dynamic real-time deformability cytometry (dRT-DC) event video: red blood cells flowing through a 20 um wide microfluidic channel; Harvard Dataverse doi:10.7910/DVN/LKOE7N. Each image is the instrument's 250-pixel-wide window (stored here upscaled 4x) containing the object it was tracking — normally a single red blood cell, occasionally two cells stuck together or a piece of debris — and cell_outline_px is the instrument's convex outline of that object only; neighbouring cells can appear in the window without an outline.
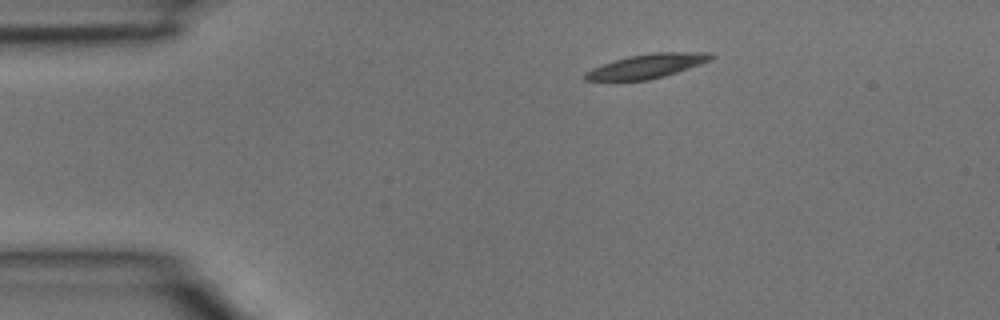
{"species": "common noctule bat (a hibernating species)", "species_latin": "Nyctalus noctula", "temperature_condition": "room temperature", "stored_images_in_passage": 3, "camera_frame_rate_fps": 3000, "um_per_image_px": 0.085, "animal": {"sex": "male", "body_mass_g": 15.6}, "frame": {"image": 1, "passage_image": 1, "time_ms": 0.0, "image_size_px": [1000, 320], "cell_outline_px": [[716, 56], [712, 60], [664, 76], [648, 80], [584, 80], [584, 72], [592, 68], [628, 56], [652, 52], [712, 52]], "centroid_in_image_um": [55.04, 5.6], "position_along_channel_um": 30.0, "area_um2": 17.63}}